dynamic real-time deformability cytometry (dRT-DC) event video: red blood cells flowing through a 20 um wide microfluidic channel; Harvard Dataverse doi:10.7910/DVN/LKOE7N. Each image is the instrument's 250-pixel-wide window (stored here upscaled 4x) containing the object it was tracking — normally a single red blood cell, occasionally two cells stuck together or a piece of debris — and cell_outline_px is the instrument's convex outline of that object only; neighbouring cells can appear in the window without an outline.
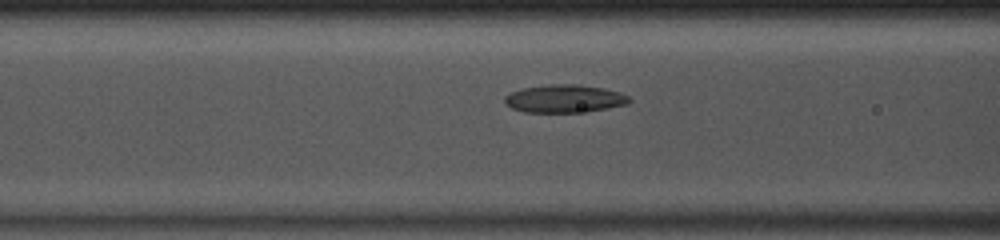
{"species": "common noctule bat (a hibernating species)", "species_latin": "Nyctalus noctula", "temperature_condition": "room temperature", "stored_images_in_passage": 49, "camera_frame_rate_fps": 3000, "um_per_image_px": 0.085, "animal": {"sex": "male", "body_mass_g": 13.0, "forearm_length_mm": 53.1}, "frame": {"image": 1, "passage_image": 20, "time_ms": 6.333, "image_size_px": [1000, 240], "cell_outline_px": [[632, 100], [628, 104], [604, 108], [576, 112], [524, 112], [512, 108], [504, 104], [504, 96], [512, 92], [524, 88], [548, 84], [576, 84], [604, 88], [620, 92], [628, 96]], "centroid_in_image_um": [47.96, 8.38], "position_along_channel_um": 118.6, "area_um2": 20.11}}
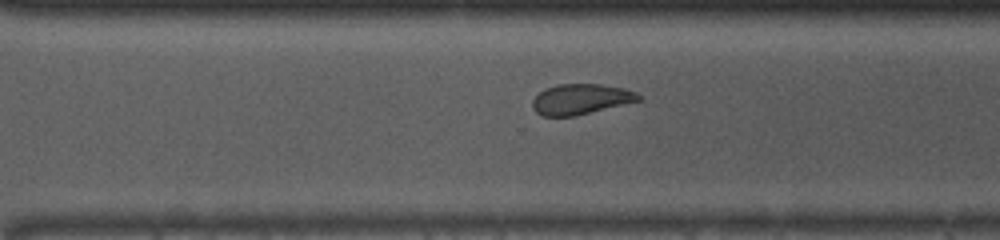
{"frame": {"image": 2, "passage_image": 35, "time_ms": 11.333, "image_size_px": [1000, 240], "cell_outline_px": [[640, 100], [572, 116], [544, 116], [536, 112], [532, 108], [532, 100], [544, 88], [556, 84], [600, 84], [624, 88], [636, 92], [640, 96]], "centroid_in_image_um": [49.31, 8.41], "position_along_channel_um": 321.3, "area_um2": 18.55}}
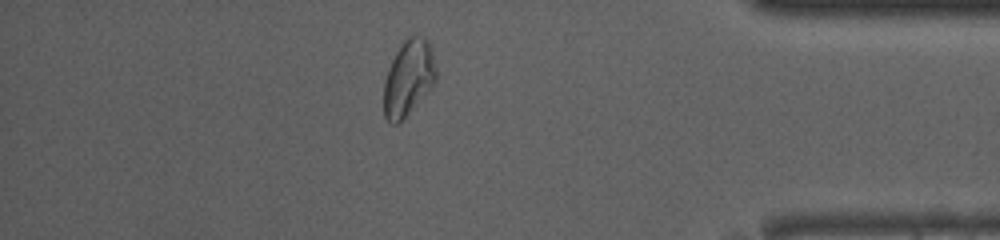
{"frame": {"image": 3, "passage_image": 43, "time_ms": 14.0, "image_size_px": [1000, 240], "cell_outline_px": [[436, 80], [408, 112], [396, 124], [392, 124], [384, 116], [384, 84], [388, 68], [400, 44], [408, 36], [416, 32], [424, 36], [428, 40], [432, 48], [436, 68]], "centroid_in_image_um": [34.72, 6.52], "position_along_channel_um": 400.5, "area_um2": 22.83}, "authors_computed_cell_mechanics": {"area_um2": 20.6924, "velocity_mm_per_s": 4.0592, "shape_relaxation_time_tau1_ms": 3.6286, "shape_relaxation_time_tau2_ms": 2.4157, "deformation_change_tau1": 0.1087, "deformation_change_tau2": 0.0698}}